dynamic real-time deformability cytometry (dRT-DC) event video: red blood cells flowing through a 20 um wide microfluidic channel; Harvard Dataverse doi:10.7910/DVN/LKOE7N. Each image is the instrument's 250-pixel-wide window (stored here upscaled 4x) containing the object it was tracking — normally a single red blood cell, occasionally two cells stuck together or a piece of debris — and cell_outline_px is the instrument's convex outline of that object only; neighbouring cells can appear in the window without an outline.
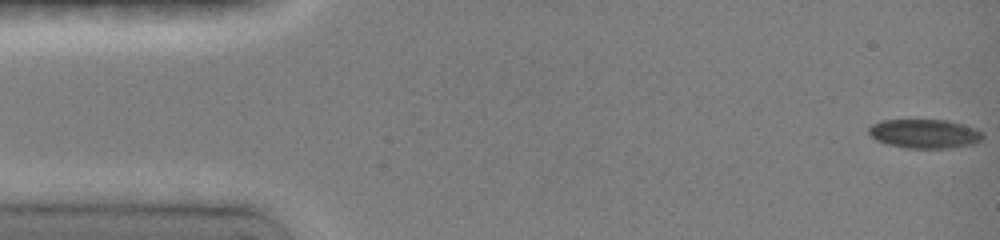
{"species": "common noctule bat (a hibernating species)", "species_latin": "Nyctalus noctula", "temperature_condition": "room temperature", "stored_images_in_passage": 53, "camera_frame_rate_fps": 3000, "um_per_image_px": 0.085, "animal": {"sex": "female", "body_mass_g": 19.0, "forearm_length_mm": 51.5}, "frame": {"image": 1, "passage_image": 1, "time_ms": 0.0, "image_size_px": [1000, 240], "cell_outline_px": [[984, 136], [976, 144], [948, 148], [908, 148], [888, 144], [876, 140], [868, 132], [868, 128], [872, 124], [880, 120], [948, 120], [964, 124], [976, 128], [984, 132]], "centroid_in_image_um": [78.63, 11.36], "position_along_channel_um": 6.4, "area_um2": 19.48}}
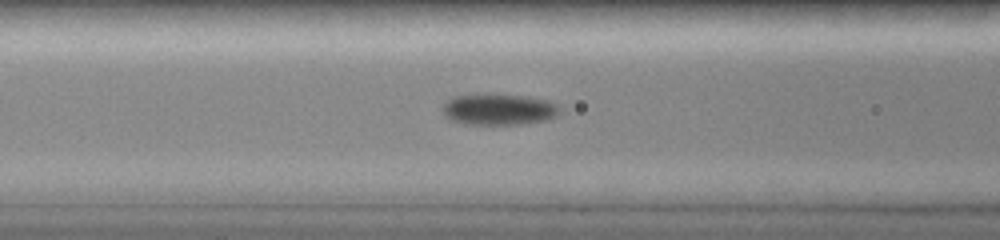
{"frame": {"image": 2, "passage_image": 17, "time_ms": 6.0, "image_size_px": [1000, 240], "cell_outline_px": [[560, 112], [556, 116], [548, 120], [520, 124], [464, 124], [448, 120], [444, 116], [444, 104], [448, 100], [456, 96], [520, 96], [548, 100], [556, 104], [560, 108]], "centroid_in_image_um": [42.42, 9.34], "position_along_channel_um": 124.2, "area_um2": 20.69}}
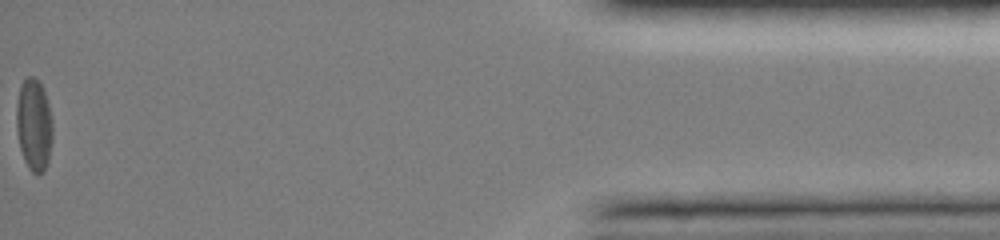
{"frame": {"image": 3, "passage_image": 52, "time_ms": 15.667, "image_size_px": [1000, 240], "cell_outline_px": [[52, 140], [48, 160], [44, 168], [36, 176], [28, 168], [24, 160], [20, 148], [16, 128], [16, 104], [20, 84], [28, 76], [32, 76], [40, 84], [44, 92], [48, 104], [52, 124]], "centroid_in_image_um": [2.86, 10.61], "position_along_channel_um": 432.3, "area_um2": 19.31}, "authors_computed_cell_mechanics": {"area_um2": 19.4786, "velocity_mm_per_s": 4.0388, "shape_relaxation_time_tau1_ms": 7.3959, "shape_relaxation_time_tau2_ms": 4.6357, "deformation_change_tau1": 0.1615, "deformation_change_tau2": 0.0743}}